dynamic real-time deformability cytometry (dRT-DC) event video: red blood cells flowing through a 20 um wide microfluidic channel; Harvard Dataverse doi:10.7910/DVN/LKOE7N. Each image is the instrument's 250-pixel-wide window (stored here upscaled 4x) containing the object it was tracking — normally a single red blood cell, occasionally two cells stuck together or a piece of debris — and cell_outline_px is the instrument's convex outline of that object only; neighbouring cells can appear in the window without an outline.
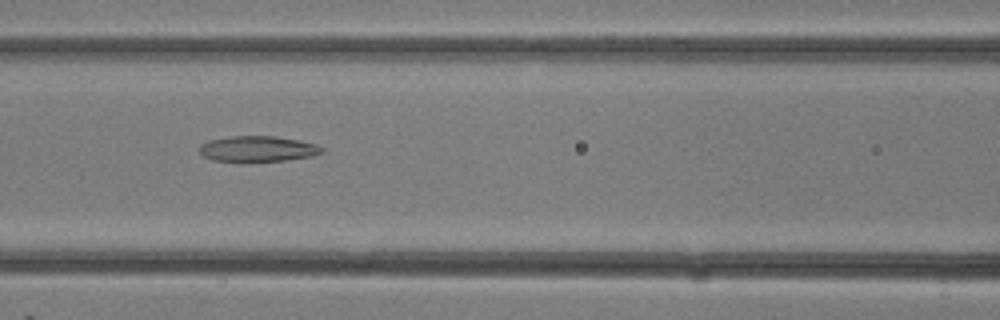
{"species": "common noctule bat (a hibernating species)", "species_latin": "Nyctalus noctula", "temperature_condition": "room temperature", "stored_images_in_passage": 32, "camera_frame_rate_fps": 3000, "um_per_image_px": 0.085, "animal": {"sex": "female"}, "frame": {"image": 1, "passage_image": 14, "time_ms": 4.333, "image_size_px": [1000, 320], "cell_outline_px": [[324, 152], [312, 156], [284, 160], [248, 164], [240, 164], [212, 160], [200, 156], [200, 144], [208, 140], [228, 136], [276, 136], [300, 140], [316, 144], [324, 148]], "centroid_in_image_um": [21.85, 12.69], "position_along_channel_um": 144.8, "area_um2": 19.31}}
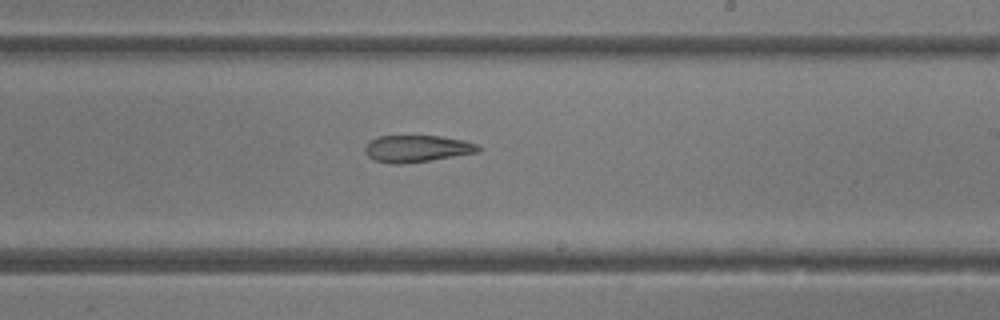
{"frame": {"image": 2, "passage_image": 19, "time_ms": 6.0, "image_size_px": [1000, 320], "cell_outline_px": [[484, 148], [480, 152], [404, 164], [388, 164], [376, 160], [368, 156], [364, 152], [364, 148], [368, 140], [380, 136], [440, 136], [464, 140], [476, 144]], "centroid_in_image_um": [35.44, 12.63], "position_along_channel_um": 253.6, "area_um2": 17.92}}
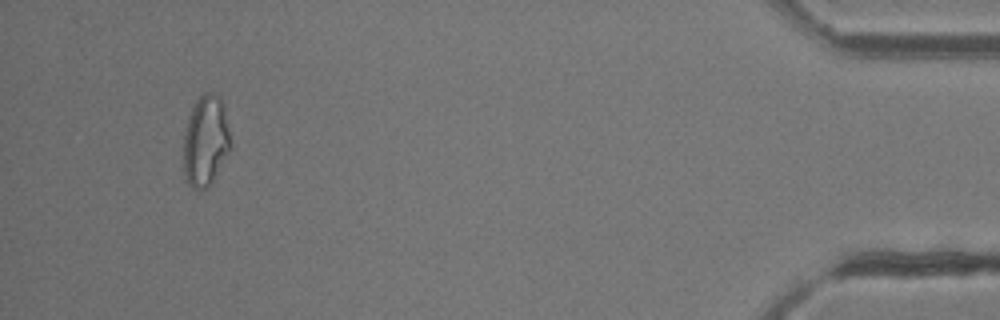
{"frame": {"image": 3, "passage_image": 30, "time_ms": 9.667, "image_size_px": [1000, 320], "cell_outline_px": [[232, 148], [212, 180], [204, 188], [192, 188], [184, 180], [184, 132], [188, 116], [196, 100], [204, 92], [212, 92], [224, 104]], "centroid_in_image_um": [17.47, 11.95], "position_along_channel_um": 417.7, "area_um2": 24.8}}